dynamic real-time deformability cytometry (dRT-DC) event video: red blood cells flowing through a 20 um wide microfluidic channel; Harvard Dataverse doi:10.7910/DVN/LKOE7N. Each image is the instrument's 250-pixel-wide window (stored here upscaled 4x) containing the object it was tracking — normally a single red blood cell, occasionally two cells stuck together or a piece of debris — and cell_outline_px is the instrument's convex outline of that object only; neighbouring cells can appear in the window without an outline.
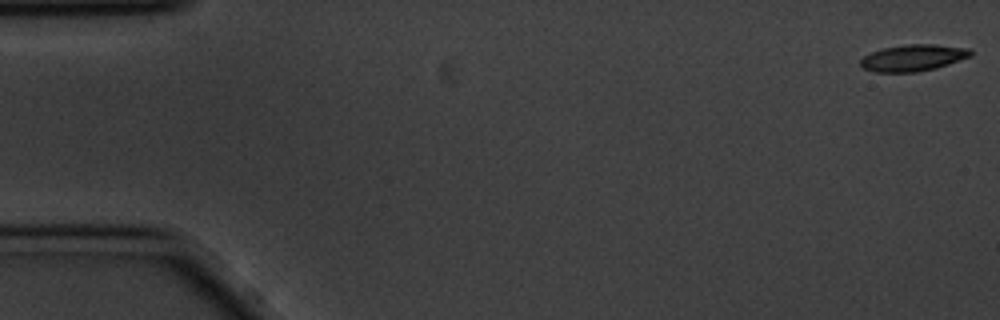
{"species": "common noctule bat (a hibernating species)", "species_latin": "Nyctalus noctula", "temperature_condition": "cold", "stored_images_in_passage": 58, "camera_frame_rate_fps": 3000, "um_per_image_px": 0.085, "animal": {"sex": "male", "body_mass_g": 20.1, "forearm_length_mm": 53.5}, "frame": {"image": 1, "passage_image": 1, "time_ms": 0.0, "image_size_px": [1000, 320], "cell_outline_px": [[972, 56], [936, 68], [916, 72], [876, 72], [864, 68], [860, 64], [860, 60], [864, 56], [872, 52], [884, 48], [908, 44], [936, 44], [972, 48]], "centroid_in_image_um": [77.67, 4.91], "position_along_channel_um": 7.3, "area_um2": 17.05}}
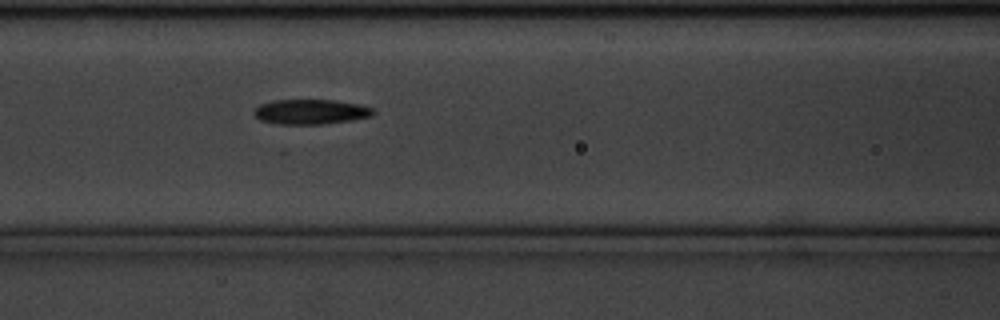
{"frame": {"image": 2, "passage_image": 24, "time_ms": 7.667, "image_size_px": [1000, 320], "cell_outline_px": [[376, 112], [372, 116], [352, 120], [324, 124], [276, 124], [260, 120], [252, 112], [260, 104], [272, 100], [332, 100], [360, 104], [372, 108]], "centroid_in_image_um": [26.41, 9.5], "position_along_channel_um": 140.2, "area_um2": 17.4}}
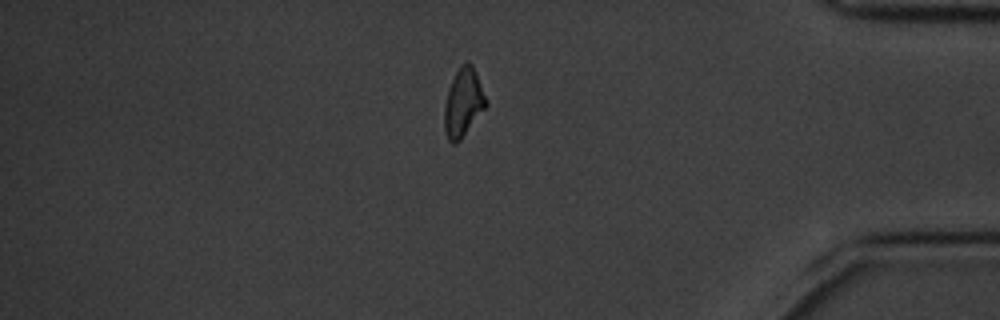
{"frame": {"image": 3, "passage_image": 49, "time_ms": 16.0, "image_size_px": [1000, 320], "cell_outline_px": [[488, 104], [460, 140], [456, 144], [452, 144], [448, 140], [444, 128], [444, 104], [448, 88], [460, 64], [468, 60], [472, 64], [476, 72], [488, 100]], "centroid_in_image_um": [39.38, 8.7], "position_along_channel_um": 395.8, "area_um2": 16.76}, "authors_computed_cell_mechanics": {"area_um2": 16.9643, "velocity_mm_per_s": 3.45, "shape_relaxation_time_tau1_ms": 3.4023, "shape_relaxation_time_tau2_ms": 7.3755, "deformation_change_tau1": 0.1501, "deformation_change_tau2": 0.158}}